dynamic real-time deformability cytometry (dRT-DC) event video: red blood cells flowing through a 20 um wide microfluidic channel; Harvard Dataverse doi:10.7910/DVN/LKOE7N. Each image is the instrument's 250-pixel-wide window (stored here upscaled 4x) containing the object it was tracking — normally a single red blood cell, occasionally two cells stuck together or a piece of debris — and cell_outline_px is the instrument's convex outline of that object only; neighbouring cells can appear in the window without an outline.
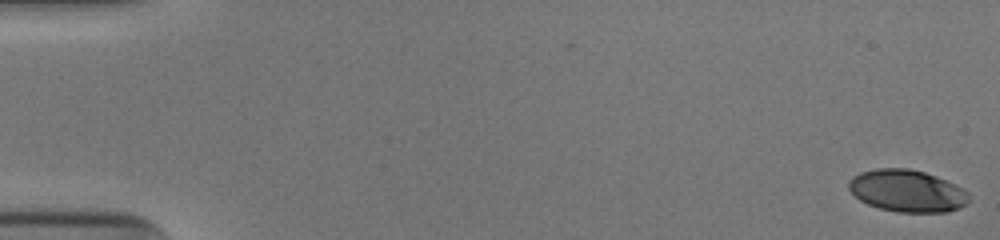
{"species": "human", "species_latin": "Homo sapiens", "temperature_condition": "cold", "stored_images_in_passage": 53, "camera_frame_rate_fps": 3000, "um_per_image_px": 0.085, "donor": {"sex": "male"}, "frame": {"image": 1, "passage_image": 1, "time_ms": 0.0, "image_size_px": [1000, 240], "cell_outline_px": [[968, 200], [960, 208], [948, 212], [896, 212], [880, 208], [868, 204], [860, 200], [848, 188], [848, 180], [852, 176], [860, 172], [876, 168], [908, 168], [924, 172], [936, 176], [964, 188], [968, 192]], "centroid_in_image_um": [77.09, 16.22], "position_along_channel_um": 7.9, "area_um2": 29.54}}
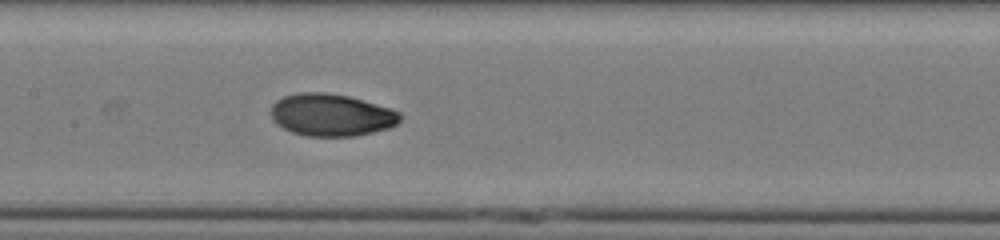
{"frame": {"image": 2, "passage_image": 27, "time_ms": 8.667, "image_size_px": [1000, 240], "cell_outline_px": [[400, 120], [396, 124], [388, 128], [356, 136], [308, 136], [292, 132], [276, 124], [272, 116], [272, 104], [276, 100], [284, 96], [300, 92], [324, 92], [348, 96], [392, 108], [400, 112]], "centroid_in_image_um": [28.17, 9.76], "position_along_channel_um": 179.2, "area_um2": 31.73}}
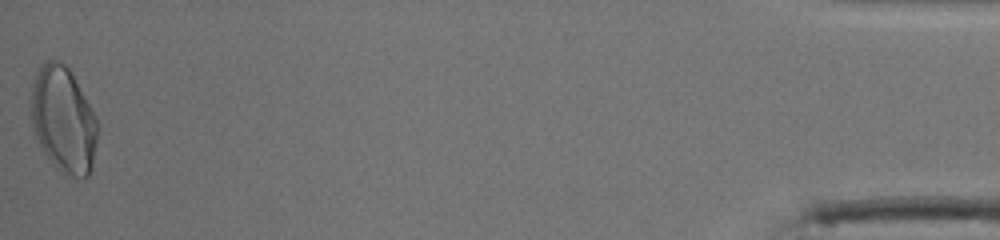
{"frame": {"image": 3, "passage_image": 53, "time_ms": 17.333, "image_size_px": [1000, 240], "cell_outline_px": [[96, 140], [92, 168], [88, 176], [84, 180], [72, 176], [56, 168], [44, 152], [32, 128], [32, 84], [36, 72], [48, 60], [56, 60], [64, 64], [72, 72], [96, 116]], "centroid_in_image_um": [5.4, 10.19], "position_along_channel_um": 429.8, "area_um2": 40.63}, "authors_computed_cell_mechanics": {"area_um2": 30.9808, "velocity_mm_per_s": 3.936, "shape_relaxation_time_tau1_ms": 5.9949, "shape_relaxation_time_tau2_ms": 1.503, "deformation_change_tau1": 0.2055, "deformation_change_tau2": 0.0334}}